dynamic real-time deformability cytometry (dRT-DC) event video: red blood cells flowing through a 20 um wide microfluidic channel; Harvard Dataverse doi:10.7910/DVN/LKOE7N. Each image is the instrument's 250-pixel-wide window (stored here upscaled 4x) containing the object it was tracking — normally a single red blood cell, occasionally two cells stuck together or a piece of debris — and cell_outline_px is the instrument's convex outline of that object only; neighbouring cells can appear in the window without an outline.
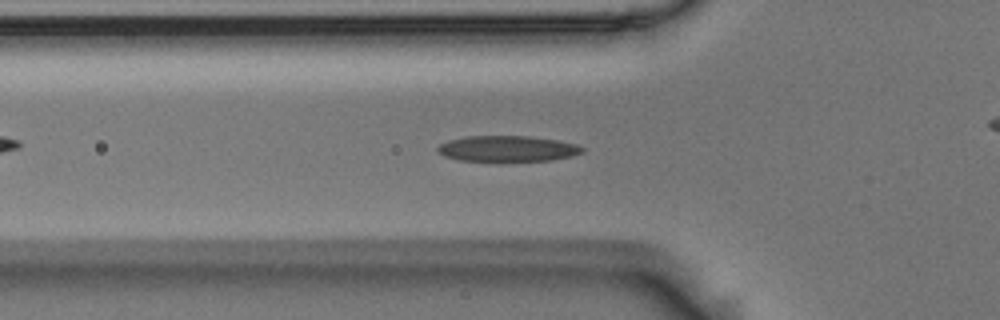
{"species": "Egyptian fruit bat (a non-hibernating species)", "species_latin": "Rousettus aegyptiacus", "temperature_condition": "room temperature", "stored_images_in_passage": 44, "camera_frame_rate_fps": 3000, "um_per_image_px": 0.085, "animal": {"sex": "male"}, "frame": {"image": 1, "passage_image": 7, "time_ms": 2.0, "image_size_px": [1000, 320], "cell_outline_px": [[584, 152], [572, 156], [552, 160], [460, 160], [444, 156], [436, 148], [440, 144], [448, 140], [468, 136], [528, 136], [556, 140], [576, 144], [584, 148]], "centroid_in_image_um": [43.15, 12.62], "position_along_channel_um": 82.6, "area_um2": 21.39}}
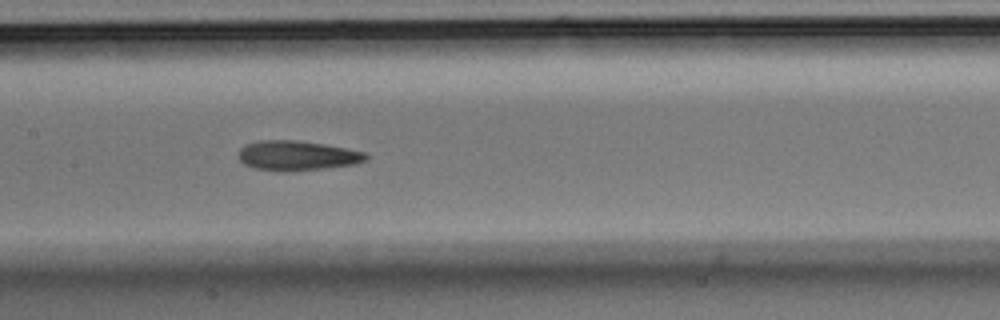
{"frame": {"image": 2, "passage_image": 15, "time_ms": 4.667, "image_size_px": [1000, 320], "cell_outline_px": [[368, 160], [356, 164], [324, 168], [288, 172], [284, 172], [256, 168], [244, 164], [236, 156], [236, 152], [244, 144], [260, 140], [296, 140], [324, 144], [364, 152], [368, 156]], "centroid_in_image_um": [25.21, 13.23], "position_along_channel_um": 182.2, "area_um2": 22.31}}
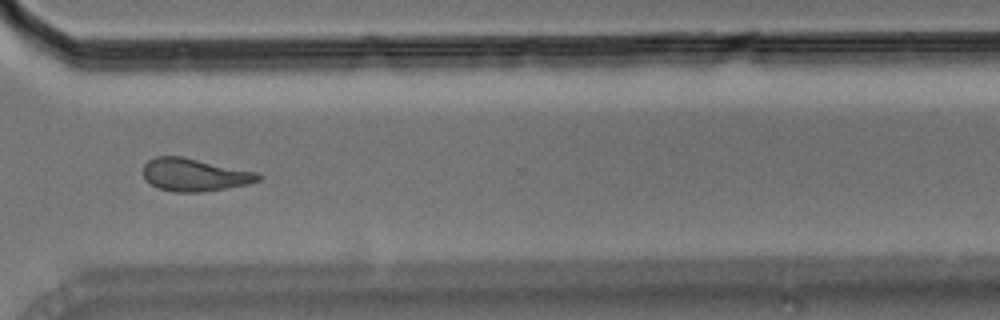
{"frame": {"image": 3, "passage_image": 29, "time_ms": 9.333, "image_size_px": [1000, 320], "cell_outline_px": [[264, 176], [260, 180], [248, 184], [200, 192], [172, 192], [160, 188], [152, 184], [144, 176], [144, 164], [148, 160], [156, 156], [180, 156], [256, 172]], "centroid_in_image_um": [16.54, 14.85], "position_along_channel_um": 354.1, "area_um2": 21.62}, "authors_computed_cell_mechanics": {"area_um2": 21.9351, "velocity_mm_per_s": 3.6925, "shape_relaxation_time_tau1_ms": 6.1838, "shape_relaxation_time_tau2_ms": 5.2387, "deformation_change_tau1": 0.1791, "deformation_change_tau2": 0.1331}}